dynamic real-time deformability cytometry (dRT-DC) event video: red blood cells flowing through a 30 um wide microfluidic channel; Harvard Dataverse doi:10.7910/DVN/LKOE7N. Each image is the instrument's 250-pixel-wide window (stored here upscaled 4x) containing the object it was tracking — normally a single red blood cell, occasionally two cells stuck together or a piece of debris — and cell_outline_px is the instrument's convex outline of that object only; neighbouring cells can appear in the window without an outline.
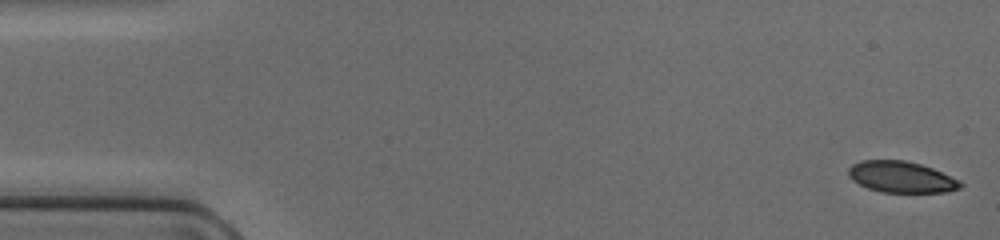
{"species": "common noctule bat (a hibernating species)", "species_latin": "Nyctalus noctula", "temperature_condition": "cold", "stored_images_in_passage": 48, "camera_frame_rate_fps": 3000, "um_per_image_px": 0.085, "animal": {"sex": "female", "body_mass_g": 17.0, "forearm_length_mm": 48.0}, "frame": {"image": 1, "passage_image": 1, "time_ms": 0.0, "image_size_px": [1000, 240], "cell_outline_px": [[964, 184], [960, 188], [944, 192], [880, 192], [868, 188], [852, 180], [848, 176], [848, 168], [852, 164], [860, 160], [904, 160], [920, 164], [932, 168], [960, 180]], "centroid_in_image_um": [76.59, 15.04], "position_along_channel_um": 8.4, "area_um2": 20.4}}
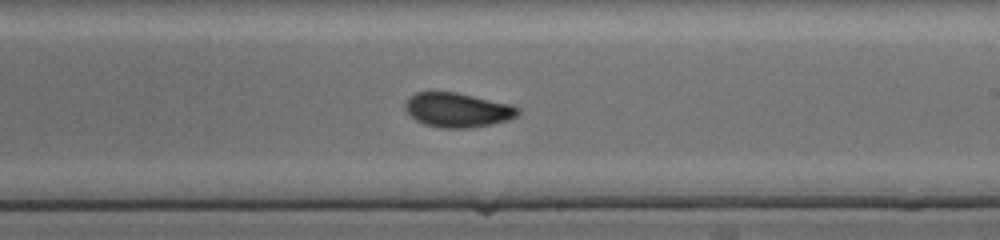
{"frame": {"image": 2, "passage_image": 28, "time_ms": 9.0, "image_size_px": [1000, 240], "cell_outline_px": [[520, 112], [516, 116], [508, 120], [492, 124], [468, 128], [440, 128], [424, 124], [416, 120], [404, 108], [404, 104], [416, 92], [456, 92], [512, 104], [520, 108]], "centroid_in_image_um": [38.92, 9.35], "position_along_channel_um": 250.1, "area_um2": 22.6}}
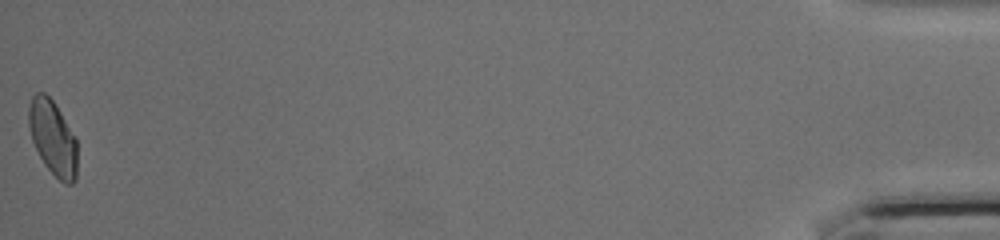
{"frame": {"image": 3, "passage_image": 48, "time_ms": 15.667, "image_size_px": [1000, 240], "cell_outline_px": [[76, 180], [72, 184], [64, 184], [44, 164], [32, 140], [28, 124], [28, 108], [32, 96], [36, 92], [44, 92], [52, 100], [76, 136]], "centroid_in_image_um": [4.49, 11.7], "position_along_channel_um": 430.7, "area_um2": 21.04}}